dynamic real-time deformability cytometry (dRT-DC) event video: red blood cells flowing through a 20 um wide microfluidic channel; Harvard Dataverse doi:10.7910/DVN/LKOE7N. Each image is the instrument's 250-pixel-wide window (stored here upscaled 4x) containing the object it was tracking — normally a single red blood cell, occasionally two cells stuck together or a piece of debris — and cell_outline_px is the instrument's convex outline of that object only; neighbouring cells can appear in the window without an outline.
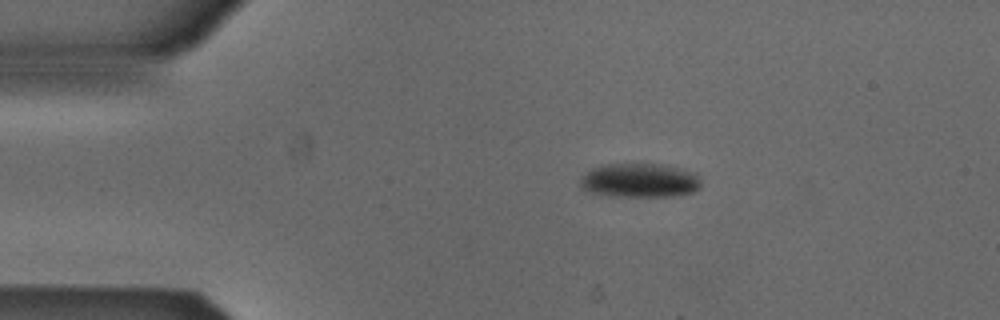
{"species": "Egyptian fruit bat (a non-hibernating species)", "species_latin": "Rousettus aegyptiacus", "temperature_condition": "cold", "stored_images_in_passage": 2, "camera_frame_rate_fps": 3000, "um_per_image_px": 0.085, "animal": {"sex": "male"}, "frame": {"image": 1, "passage_image": 1, "time_ms": 0.0, "image_size_px": [1000, 320], "cell_outline_px": [[700, 188], [692, 192], [680, 196], [608, 196], [592, 192], [580, 188], [580, 176], [592, 168], [608, 164], [660, 164], [696, 172], [700, 180]], "centroid_in_image_um": [54.37, 15.34], "position_along_channel_um": 30.6, "area_um2": 24.16}}